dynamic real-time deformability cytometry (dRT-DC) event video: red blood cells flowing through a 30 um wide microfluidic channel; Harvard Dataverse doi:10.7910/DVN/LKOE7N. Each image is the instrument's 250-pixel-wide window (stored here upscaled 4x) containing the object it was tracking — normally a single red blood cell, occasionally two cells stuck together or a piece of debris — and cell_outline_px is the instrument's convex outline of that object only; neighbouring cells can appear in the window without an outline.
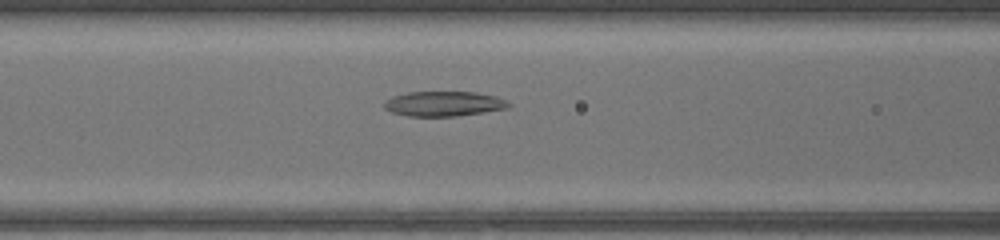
{"species": "common noctule bat (a hibernating species)", "species_latin": "Nyctalus noctula", "temperature_condition": "warm", "stored_images_in_passage": 17, "camera_frame_rate_fps": 3000, "um_per_image_px": 0.085, "animal": {"sex": "female", "body_mass_g": 17.0, "forearm_length_mm": 48.0}, "frame": {"image": 1, "passage_image": 10, "time_ms": 3.0, "image_size_px": [1000, 240], "cell_outline_px": [[512, 104], [508, 108], [456, 116], [408, 116], [392, 112], [384, 108], [384, 100], [392, 96], [408, 92], [472, 92], [496, 96]], "centroid_in_image_um": [37.68, 8.82], "position_along_channel_um": 128.9, "area_um2": 17.98}}
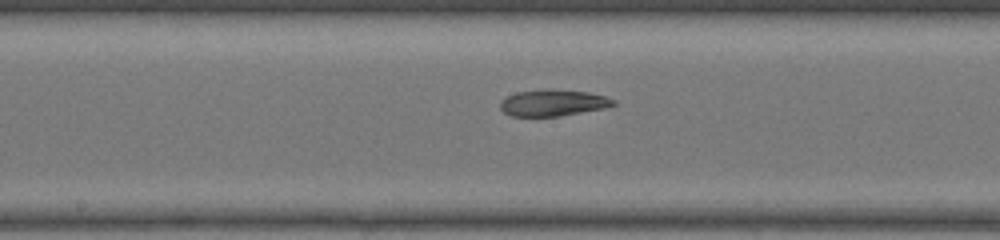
{"frame": {"image": 2, "passage_image": 15, "time_ms": 4.667, "image_size_px": [1000, 240], "cell_outline_px": [[616, 104], [604, 108], [556, 116], [512, 116], [504, 112], [500, 108], [500, 104], [508, 96], [516, 92], [544, 88], [552, 88], [588, 92], [604, 96], [616, 100]], "centroid_in_image_um": [47.01, 8.72], "position_along_channel_um": 201.2, "area_um2": 17.4}}